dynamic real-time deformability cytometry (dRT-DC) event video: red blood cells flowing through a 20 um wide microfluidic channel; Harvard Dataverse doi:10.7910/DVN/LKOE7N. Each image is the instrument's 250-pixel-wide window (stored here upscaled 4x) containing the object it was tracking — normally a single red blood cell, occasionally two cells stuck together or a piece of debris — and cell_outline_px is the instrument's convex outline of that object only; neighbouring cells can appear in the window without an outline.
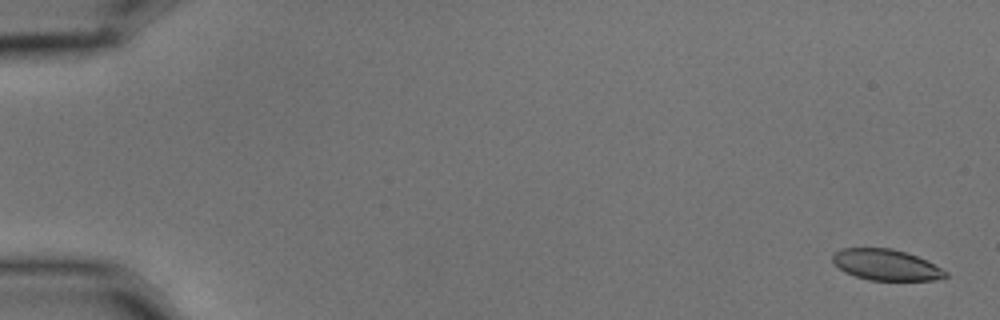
{"species": "common noctule bat (a hibernating species)", "species_latin": "Nyctalus noctula", "temperature_condition": "cold", "stored_images_in_passage": 5, "camera_frame_rate_fps": 3000, "um_per_image_px": 0.085, "animal": {"sex": "male", "body_mass_g": 15.6}, "frame": {"image": 1, "passage_image": 1, "time_ms": 0.0, "image_size_px": [1000, 320], "cell_outline_px": [[948, 276], [932, 280], [868, 280], [844, 272], [832, 260], [832, 256], [840, 248], [892, 248], [916, 256], [948, 272]], "centroid_in_image_um": [75.28, 22.51], "position_along_channel_um": 9.7, "area_um2": 20.06}}
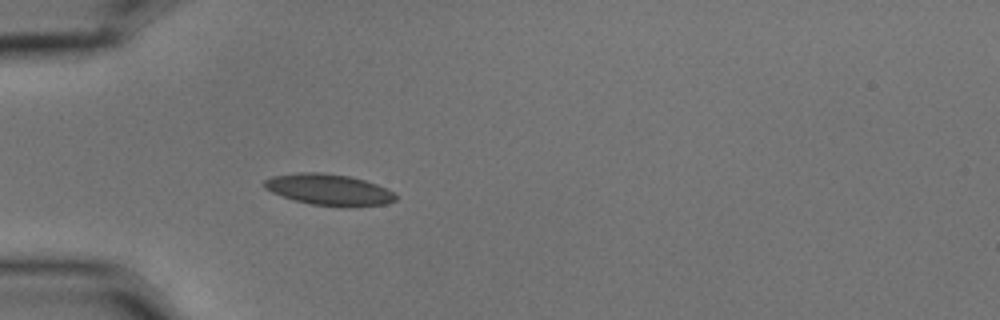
{"frame": {"image": 2, "passage_image": 5, "time_ms": 1.333, "image_size_px": [1000, 320], "cell_outline_px": [[396, 200], [384, 204], [348, 208], [312, 204], [296, 200], [272, 192], [264, 188], [260, 184], [264, 180], [272, 176], [300, 172], [320, 172], [348, 176], [364, 180], [376, 184], [392, 192], [396, 196]], "centroid_in_image_um": [27.93, 16.12], "position_along_channel_um": 57.1, "area_um2": 23.87}}